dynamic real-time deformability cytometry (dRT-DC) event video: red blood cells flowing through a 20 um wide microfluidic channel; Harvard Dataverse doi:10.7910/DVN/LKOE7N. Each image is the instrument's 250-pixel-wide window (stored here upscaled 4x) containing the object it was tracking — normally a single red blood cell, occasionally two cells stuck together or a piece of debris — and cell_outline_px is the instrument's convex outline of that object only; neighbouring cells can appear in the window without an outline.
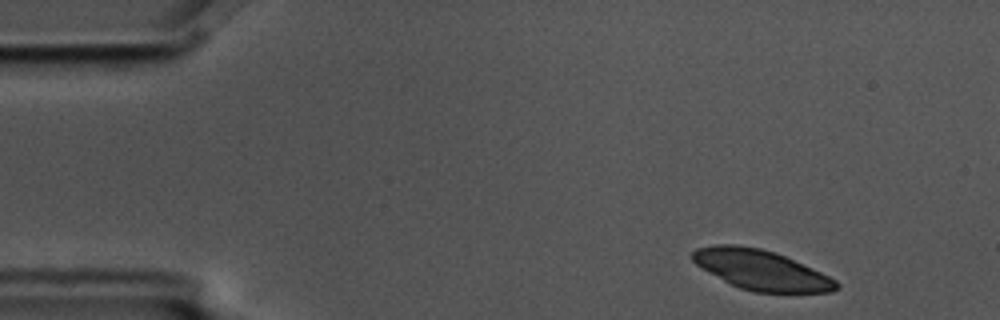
{"species": "common noctule bat (a hibernating species)", "species_latin": "Nyctalus noctula", "temperature_condition": "cold", "stored_images_in_passage": 3, "camera_frame_rate_fps": 3000, "um_per_image_px": 0.085, "animal": {"sex": "male", "body_mass_g": 17.5, "forearm_length_mm": 52.3}, "frame": {"image": 1, "passage_image": 1, "time_ms": 0.0, "image_size_px": [1000, 320], "cell_outline_px": [[840, 288], [832, 292], [756, 292], [740, 288], [724, 280], [696, 264], [688, 256], [696, 248], [716, 244], [736, 244], [760, 248], [776, 252], [812, 268], [836, 280], [840, 284]], "centroid_in_image_um": [64.69, 22.93], "position_along_channel_um": 20.3, "area_um2": 33.29}}